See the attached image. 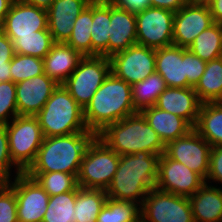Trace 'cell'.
Masks as SVG:
<instances>
[{"label":"cell","instance_id":"obj_1","mask_svg":"<svg viewBox=\"0 0 222 222\" xmlns=\"http://www.w3.org/2000/svg\"><path fill=\"white\" fill-rule=\"evenodd\" d=\"M159 157L145 151L121 155L117 171L105 190L108 198L141 206L150 190L156 187Z\"/></svg>","mask_w":222,"mask_h":222},{"label":"cell","instance_id":"obj_2","mask_svg":"<svg viewBox=\"0 0 222 222\" xmlns=\"http://www.w3.org/2000/svg\"><path fill=\"white\" fill-rule=\"evenodd\" d=\"M135 113L131 85L110 72L84 108V119L88 130L97 135L109 124Z\"/></svg>","mask_w":222,"mask_h":222},{"label":"cell","instance_id":"obj_3","mask_svg":"<svg viewBox=\"0 0 222 222\" xmlns=\"http://www.w3.org/2000/svg\"><path fill=\"white\" fill-rule=\"evenodd\" d=\"M96 136L93 132H76L44 137L34 162L24 173L63 172L78 176L86 149Z\"/></svg>","mask_w":222,"mask_h":222},{"label":"cell","instance_id":"obj_4","mask_svg":"<svg viewBox=\"0 0 222 222\" xmlns=\"http://www.w3.org/2000/svg\"><path fill=\"white\" fill-rule=\"evenodd\" d=\"M97 137L119 156L139 151L161 156L165 152V144L140 112L109 124Z\"/></svg>","mask_w":222,"mask_h":222},{"label":"cell","instance_id":"obj_5","mask_svg":"<svg viewBox=\"0 0 222 222\" xmlns=\"http://www.w3.org/2000/svg\"><path fill=\"white\" fill-rule=\"evenodd\" d=\"M35 116L39 121L43 137L92 132L86 126L84 109L63 85H58Z\"/></svg>","mask_w":222,"mask_h":222},{"label":"cell","instance_id":"obj_6","mask_svg":"<svg viewBox=\"0 0 222 222\" xmlns=\"http://www.w3.org/2000/svg\"><path fill=\"white\" fill-rule=\"evenodd\" d=\"M120 156L97 136L88 145L77 176L78 186L106 190L117 171Z\"/></svg>","mask_w":222,"mask_h":222},{"label":"cell","instance_id":"obj_7","mask_svg":"<svg viewBox=\"0 0 222 222\" xmlns=\"http://www.w3.org/2000/svg\"><path fill=\"white\" fill-rule=\"evenodd\" d=\"M10 157L24 173L34 162L43 141V134L36 116L17 115L5 124Z\"/></svg>","mask_w":222,"mask_h":222},{"label":"cell","instance_id":"obj_8","mask_svg":"<svg viewBox=\"0 0 222 222\" xmlns=\"http://www.w3.org/2000/svg\"><path fill=\"white\" fill-rule=\"evenodd\" d=\"M110 72L108 57L84 56L62 85L84 109Z\"/></svg>","mask_w":222,"mask_h":222},{"label":"cell","instance_id":"obj_9","mask_svg":"<svg viewBox=\"0 0 222 222\" xmlns=\"http://www.w3.org/2000/svg\"><path fill=\"white\" fill-rule=\"evenodd\" d=\"M141 222H194L189 197L152 188L140 206Z\"/></svg>","mask_w":222,"mask_h":222},{"label":"cell","instance_id":"obj_10","mask_svg":"<svg viewBox=\"0 0 222 222\" xmlns=\"http://www.w3.org/2000/svg\"><path fill=\"white\" fill-rule=\"evenodd\" d=\"M135 15L138 45L156 50L173 44V11L149 7Z\"/></svg>","mask_w":222,"mask_h":222},{"label":"cell","instance_id":"obj_11","mask_svg":"<svg viewBox=\"0 0 222 222\" xmlns=\"http://www.w3.org/2000/svg\"><path fill=\"white\" fill-rule=\"evenodd\" d=\"M111 72L132 85L141 82L156 71V50L135 44L110 58Z\"/></svg>","mask_w":222,"mask_h":222},{"label":"cell","instance_id":"obj_12","mask_svg":"<svg viewBox=\"0 0 222 222\" xmlns=\"http://www.w3.org/2000/svg\"><path fill=\"white\" fill-rule=\"evenodd\" d=\"M205 179L184 164L163 153L158 160L156 188L175 195L190 197L205 184Z\"/></svg>","mask_w":222,"mask_h":222},{"label":"cell","instance_id":"obj_13","mask_svg":"<svg viewBox=\"0 0 222 222\" xmlns=\"http://www.w3.org/2000/svg\"><path fill=\"white\" fill-rule=\"evenodd\" d=\"M211 145L193 128L186 135L168 142L165 154L201 175L208 176Z\"/></svg>","mask_w":222,"mask_h":222},{"label":"cell","instance_id":"obj_14","mask_svg":"<svg viewBox=\"0 0 222 222\" xmlns=\"http://www.w3.org/2000/svg\"><path fill=\"white\" fill-rule=\"evenodd\" d=\"M8 184L16 195L18 222H42L50 197L47 192L25 173Z\"/></svg>","mask_w":222,"mask_h":222},{"label":"cell","instance_id":"obj_15","mask_svg":"<svg viewBox=\"0 0 222 222\" xmlns=\"http://www.w3.org/2000/svg\"><path fill=\"white\" fill-rule=\"evenodd\" d=\"M213 24L207 3L188 2L174 13L173 44L188 49Z\"/></svg>","mask_w":222,"mask_h":222},{"label":"cell","instance_id":"obj_16","mask_svg":"<svg viewBox=\"0 0 222 222\" xmlns=\"http://www.w3.org/2000/svg\"><path fill=\"white\" fill-rule=\"evenodd\" d=\"M0 29L9 39L48 30L47 10L23 2L12 3Z\"/></svg>","mask_w":222,"mask_h":222},{"label":"cell","instance_id":"obj_17","mask_svg":"<svg viewBox=\"0 0 222 222\" xmlns=\"http://www.w3.org/2000/svg\"><path fill=\"white\" fill-rule=\"evenodd\" d=\"M58 85L45 73L16 83L18 115L35 116Z\"/></svg>","mask_w":222,"mask_h":222},{"label":"cell","instance_id":"obj_18","mask_svg":"<svg viewBox=\"0 0 222 222\" xmlns=\"http://www.w3.org/2000/svg\"><path fill=\"white\" fill-rule=\"evenodd\" d=\"M93 0H54L47 9L48 30L54 42L65 43L73 30L76 17Z\"/></svg>","mask_w":222,"mask_h":222},{"label":"cell","instance_id":"obj_19","mask_svg":"<svg viewBox=\"0 0 222 222\" xmlns=\"http://www.w3.org/2000/svg\"><path fill=\"white\" fill-rule=\"evenodd\" d=\"M201 105L202 102L198 98L194 87H167L159 95L155 106L182 117L194 128L198 120Z\"/></svg>","mask_w":222,"mask_h":222},{"label":"cell","instance_id":"obj_20","mask_svg":"<svg viewBox=\"0 0 222 222\" xmlns=\"http://www.w3.org/2000/svg\"><path fill=\"white\" fill-rule=\"evenodd\" d=\"M156 72L165 80L167 87L187 88L186 48L170 45L156 49Z\"/></svg>","mask_w":222,"mask_h":222},{"label":"cell","instance_id":"obj_21","mask_svg":"<svg viewBox=\"0 0 222 222\" xmlns=\"http://www.w3.org/2000/svg\"><path fill=\"white\" fill-rule=\"evenodd\" d=\"M109 58L137 44L136 15L111 4Z\"/></svg>","mask_w":222,"mask_h":222},{"label":"cell","instance_id":"obj_22","mask_svg":"<svg viewBox=\"0 0 222 222\" xmlns=\"http://www.w3.org/2000/svg\"><path fill=\"white\" fill-rule=\"evenodd\" d=\"M83 56L66 43L55 42L43 58L44 73L62 85L77 68Z\"/></svg>","mask_w":222,"mask_h":222},{"label":"cell","instance_id":"obj_23","mask_svg":"<svg viewBox=\"0 0 222 222\" xmlns=\"http://www.w3.org/2000/svg\"><path fill=\"white\" fill-rule=\"evenodd\" d=\"M147 123L156 131L166 145L168 142L186 135L193 127L182 117L161 110L155 105L140 111Z\"/></svg>","mask_w":222,"mask_h":222},{"label":"cell","instance_id":"obj_24","mask_svg":"<svg viewBox=\"0 0 222 222\" xmlns=\"http://www.w3.org/2000/svg\"><path fill=\"white\" fill-rule=\"evenodd\" d=\"M205 183L189 197L194 222H222V187Z\"/></svg>","mask_w":222,"mask_h":222},{"label":"cell","instance_id":"obj_25","mask_svg":"<svg viewBox=\"0 0 222 222\" xmlns=\"http://www.w3.org/2000/svg\"><path fill=\"white\" fill-rule=\"evenodd\" d=\"M110 20L111 3L108 0H93L92 56L109 58Z\"/></svg>","mask_w":222,"mask_h":222},{"label":"cell","instance_id":"obj_26","mask_svg":"<svg viewBox=\"0 0 222 222\" xmlns=\"http://www.w3.org/2000/svg\"><path fill=\"white\" fill-rule=\"evenodd\" d=\"M194 129L211 147L222 146V102L202 103Z\"/></svg>","mask_w":222,"mask_h":222},{"label":"cell","instance_id":"obj_27","mask_svg":"<svg viewBox=\"0 0 222 222\" xmlns=\"http://www.w3.org/2000/svg\"><path fill=\"white\" fill-rule=\"evenodd\" d=\"M194 90L202 103L222 102V57L206 63V69Z\"/></svg>","mask_w":222,"mask_h":222},{"label":"cell","instance_id":"obj_28","mask_svg":"<svg viewBox=\"0 0 222 222\" xmlns=\"http://www.w3.org/2000/svg\"><path fill=\"white\" fill-rule=\"evenodd\" d=\"M107 198L103 189H85L78 186L73 213L76 222H96Z\"/></svg>","mask_w":222,"mask_h":222},{"label":"cell","instance_id":"obj_29","mask_svg":"<svg viewBox=\"0 0 222 222\" xmlns=\"http://www.w3.org/2000/svg\"><path fill=\"white\" fill-rule=\"evenodd\" d=\"M167 88L165 80L158 72L131 85L132 101L137 112L156 105L159 95Z\"/></svg>","mask_w":222,"mask_h":222},{"label":"cell","instance_id":"obj_30","mask_svg":"<svg viewBox=\"0 0 222 222\" xmlns=\"http://www.w3.org/2000/svg\"><path fill=\"white\" fill-rule=\"evenodd\" d=\"M93 1L76 17L72 33L65 42L83 57L92 56Z\"/></svg>","mask_w":222,"mask_h":222},{"label":"cell","instance_id":"obj_31","mask_svg":"<svg viewBox=\"0 0 222 222\" xmlns=\"http://www.w3.org/2000/svg\"><path fill=\"white\" fill-rule=\"evenodd\" d=\"M188 49L206 62L222 57V24L214 23L204 30Z\"/></svg>","mask_w":222,"mask_h":222},{"label":"cell","instance_id":"obj_32","mask_svg":"<svg viewBox=\"0 0 222 222\" xmlns=\"http://www.w3.org/2000/svg\"><path fill=\"white\" fill-rule=\"evenodd\" d=\"M96 222H141L140 205L132 201L107 198Z\"/></svg>","mask_w":222,"mask_h":222},{"label":"cell","instance_id":"obj_33","mask_svg":"<svg viewBox=\"0 0 222 222\" xmlns=\"http://www.w3.org/2000/svg\"><path fill=\"white\" fill-rule=\"evenodd\" d=\"M77 188L73 191L49 197L46 213L42 222H76L74 206Z\"/></svg>","mask_w":222,"mask_h":222},{"label":"cell","instance_id":"obj_34","mask_svg":"<svg viewBox=\"0 0 222 222\" xmlns=\"http://www.w3.org/2000/svg\"><path fill=\"white\" fill-rule=\"evenodd\" d=\"M14 52L43 59L55 43L49 30L37 31L34 35L20 36L10 39Z\"/></svg>","mask_w":222,"mask_h":222},{"label":"cell","instance_id":"obj_35","mask_svg":"<svg viewBox=\"0 0 222 222\" xmlns=\"http://www.w3.org/2000/svg\"><path fill=\"white\" fill-rule=\"evenodd\" d=\"M33 178L49 196H54L78 187L77 176L63 172L25 173Z\"/></svg>","mask_w":222,"mask_h":222},{"label":"cell","instance_id":"obj_36","mask_svg":"<svg viewBox=\"0 0 222 222\" xmlns=\"http://www.w3.org/2000/svg\"><path fill=\"white\" fill-rule=\"evenodd\" d=\"M10 73L13 83L39 76L44 73L43 59L15 53L10 63Z\"/></svg>","mask_w":222,"mask_h":222},{"label":"cell","instance_id":"obj_37","mask_svg":"<svg viewBox=\"0 0 222 222\" xmlns=\"http://www.w3.org/2000/svg\"><path fill=\"white\" fill-rule=\"evenodd\" d=\"M17 115L16 83L0 82V125L9 123Z\"/></svg>","mask_w":222,"mask_h":222},{"label":"cell","instance_id":"obj_38","mask_svg":"<svg viewBox=\"0 0 222 222\" xmlns=\"http://www.w3.org/2000/svg\"><path fill=\"white\" fill-rule=\"evenodd\" d=\"M12 168H15L13 173ZM21 173L23 172L12 162L10 157L6 127L5 125H0V183H8ZM12 174L14 175L12 176Z\"/></svg>","mask_w":222,"mask_h":222},{"label":"cell","instance_id":"obj_39","mask_svg":"<svg viewBox=\"0 0 222 222\" xmlns=\"http://www.w3.org/2000/svg\"><path fill=\"white\" fill-rule=\"evenodd\" d=\"M17 201L14 189L0 183V222H18Z\"/></svg>","mask_w":222,"mask_h":222},{"label":"cell","instance_id":"obj_40","mask_svg":"<svg viewBox=\"0 0 222 222\" xmlns=\"http://www.w3.org/2000/svg\"><path fill=\"white\" fill-rule=\"evenodd\" d=\"M206 61L201 60L189 49H186V77L188 87H195L206 69Z\"/></svg>","mask_w":222,"mask_h":222},{"label":"cell","instance_id":"obj_41","mask_svg":"<svg viewBox=\"0 0 222 222\" xmlns=\"http://www.w3.org/2000/svg\"><path fill=\"white\" fill-rule=\"evenodd\" d=\"M206 183L222 184V146L211 147Z\"/></svg>","mask_w":222,"mask_h":222},{"label":"cell","instance_id":"obj_42","mask_svg":"<svg viewBox=\"0 0 222 222\" xmlns=\"http://www.w3.org/2000/svg\"><path fill=\"white\" fill-rule=\"evenodd\" d=\"M114 6L137 13L151 7L150 0H108Z\"/></svg>","mask_w":222,"mask_h":222},{"label":"cell","instance_id":"obj_43","mask_svg":"<svg viewBox=\"0 0 222 222\" xmlns=\"http://www.w3.org/2000/svg\"><path fill=\"white\" fill-rule=\"evenodd\" d=\"M14 54L15 52L12 41L0 29V65H5V63H11Z\"/></svg>","mask_w":222,"mask_h":222},{"label":"cell","instance_id":"obj_44","mask_svg":"<svg viewBox=\"0 0 222 222\" xmlns=\"http://www.w3.org/2000/svg\"><path fill=\"white\" fill-rule=\"evenodd\" d=\"M189 0H150L151 7L173 11L174 13L186 5Z\"/></svg>","mask_w":222,"mask_h":222},{"label":"cell","instance_id":"obj_45","mask_svg":"<svg viewBox=\"0 0 222 222\" xmlns=\"http://www.w3.org/2000/svg\"><path fill=\"white\" fill-rule=\"evenodd\" d=\"M206 3L209 6L214 23L222 24V0H208Z\"/></svg>","mask_w":222,"mask_h":222},{"label":"cell","instance_id":"obj_46","mask_svg":"<svg viewBox=\"0 0 222 222\" xmlns=\"http://www.w3.org/2000/svg\"><path fill=\"white\" fill-rule=\"evenodd\" d=\"M12 2L10 0H0V28L3 24L4 18L10 10Z\"/></svg>","mask_w":222,"mask_h":222},{"label":"cell","instance_id":"obj_47","mask_svg":"<svg viewBox=\"0 0 222 222\" xmlns=\"http://www.w3.org/2000/svg\"><path fill=\"white\" fill-rule=\"evenodd\" d=\"M54 0H22L23 3L47 10Z\"/></svg>","mask_w":222,"mask_h":222},{"label":"cell","instance_id":"obj_48","mask_svg":"<svg viewBox=\"0 0 222 222\" xmlns=\"http://www.w3.org/2000/svg\"><path fill=\"white\" fill-rule=\"evenodd\" d=\"M12 81L10 73V63L0 65V82Z\"/></svg>","mask_w":222,"mask_h":222},{"label":"cell","instance_id":"obj_49","mask_svg":"<svg viewBox=\"0 0 222 222\" xmlns=\"http://www.w3.org/2000/svg\"><path fill=\"white\" fill-rule=\"evenodd\" d=\"M208 0H189V2H200V3H206Z\"/></svg>","mask_w":222,"mask_h":222},{"label":"cell","instance_id":"obj_50","mask_svg":"<svg viewBox=\"0 0 222 222\" xmlns=\"http://www.w3.org/2000/svg\"><path fill=\"white\" fill-rule=\"evenodd\" d=\"M12 3H19L22 2V0H10Z\"/></svg>","mask_w":222,"mask_h":222}]
</instances>
